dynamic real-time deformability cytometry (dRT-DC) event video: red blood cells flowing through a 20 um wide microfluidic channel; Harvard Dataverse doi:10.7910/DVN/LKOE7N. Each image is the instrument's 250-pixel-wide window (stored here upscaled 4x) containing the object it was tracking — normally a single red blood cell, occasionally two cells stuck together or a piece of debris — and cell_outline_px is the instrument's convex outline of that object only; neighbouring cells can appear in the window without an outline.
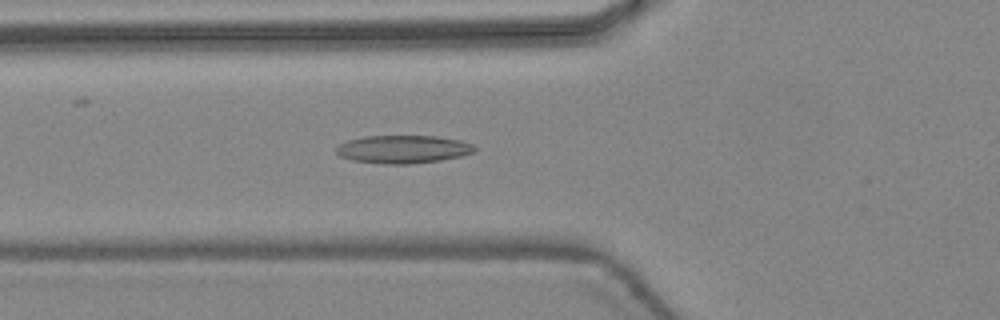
{"species": "common noctule bat (a hibernating species)", "species_latin": "Nyctalus noctula", "temperature_condition": "warm", "stored_images_in_passage": 47, "camera_frame_rate_fps": 3000, "um_per_image_px": 0.085, "animal": {"sex": "female", "body_mass_g": 24.6, "forearm_length_mm": 56.2}, "frame": {"image": 1, "passage_image": 18, "time_ms": 5.667, "image_size_px": [1000, 320], "cell_outline_px": [[476, 148], [472, 152], [460, 156], [440, 160], [408, 164], [384, 164], [352, 160], [340, 156], [336, 152], [336, 148], [340, 144], [348, 140], [364, 136], [436, 136], [460, 140], [472, 144]], "centroid_in_image_um": [34.24, 12.68], "position_along_channel_um": 91.6, "area_um2": 22.43}}
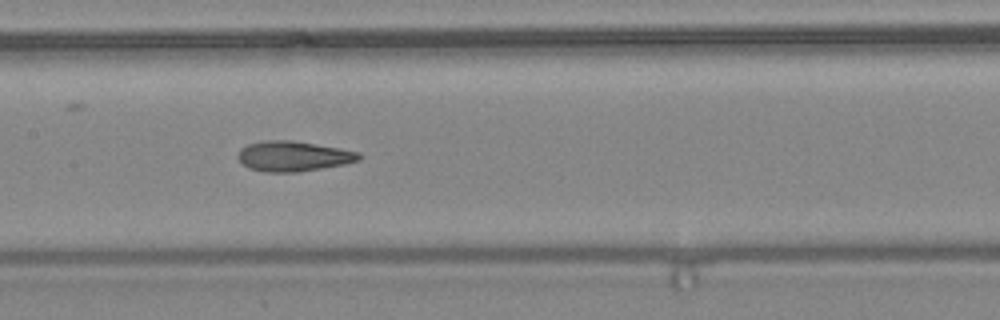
{"frame": {"image": 2, "passage_image": 24, "time_ms": 7.667, "image_size_px": [1000, 320], "cell_outline_px": [[364, 156], [360, 160], [344, 164], [296, 172], [264, 172], [248, 168], [236, 156], [236, 152], [240, 148], [248, 144], [268, 140], [292, 140], [340, 148], [360, 152]], "centroid_in_image_um": [24.93, 13.27], "position_along_channel_um": 182.5, "area_um2": 21.39}}
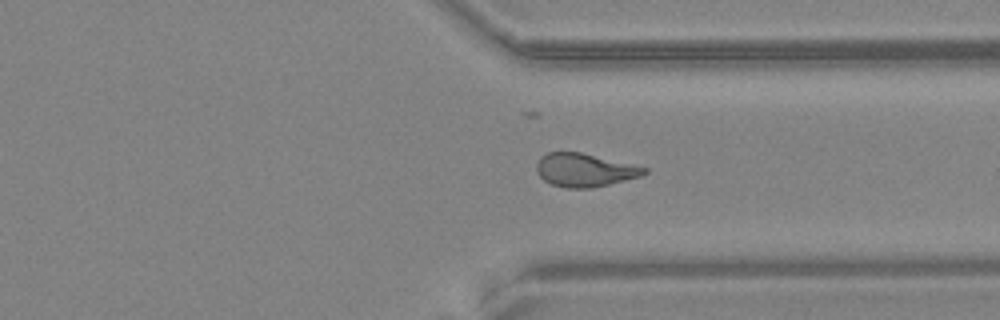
{"frame": {"image": 3, "passage_image": 36, "time_ms": 11.667, "image_size_px": [1000, 320], "cell_outline_px": [[648, 172], [640, 176], [592, 188], [564, 188], [552, 184], [544, 180], [536, 172], [536, 164], [540, 156], [548, 152], [580, 152], [648, 168]], "centroid_in_image_um": [49.65, 14.45], "position_along_channel_um": 361.7, "area_um2": 20.75}}